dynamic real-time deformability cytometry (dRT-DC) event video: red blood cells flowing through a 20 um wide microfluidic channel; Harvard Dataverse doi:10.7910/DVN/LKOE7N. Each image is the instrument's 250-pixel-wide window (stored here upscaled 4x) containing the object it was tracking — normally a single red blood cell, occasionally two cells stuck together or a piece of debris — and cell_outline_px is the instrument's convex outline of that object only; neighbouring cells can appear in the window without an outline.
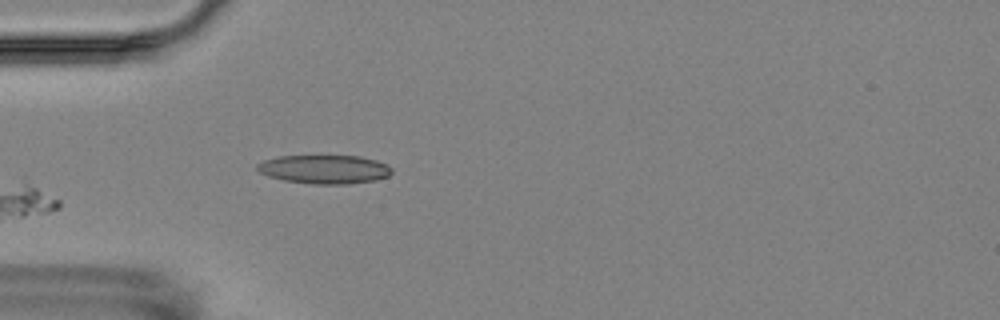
{"species": "Egyptian fruit bat (a non-hibernating species)", "species_latin": "Rousettus aegyptiacus", "temperature_condition": "room temperature", "stored_images_in_passage": 2, "segment_of_instrument_passage": [2, 2], "camera_frame_rate_fps": 3000, "um_per_image_px": 0.085, "animal": {"sex": "female"}, "frame": {"image": 1, "passage_image": 2, "time_ms": 1.333, "image_size_px": [1000, 320], "cell_outline_px": [[392, 172], [388, 176], [376, 180], [348, 184], [312, 184], [284, 180], [268, 176], [260, 172], [256, 168], [256, 164], [264, 160], [280, 156], [360, 156], [376, 160], [388, 164], [392, 168]], "centroid_in_image_um": [27.6, 14.39], "position_along_channel_um": 57.4, "area_um2": 22.6}}